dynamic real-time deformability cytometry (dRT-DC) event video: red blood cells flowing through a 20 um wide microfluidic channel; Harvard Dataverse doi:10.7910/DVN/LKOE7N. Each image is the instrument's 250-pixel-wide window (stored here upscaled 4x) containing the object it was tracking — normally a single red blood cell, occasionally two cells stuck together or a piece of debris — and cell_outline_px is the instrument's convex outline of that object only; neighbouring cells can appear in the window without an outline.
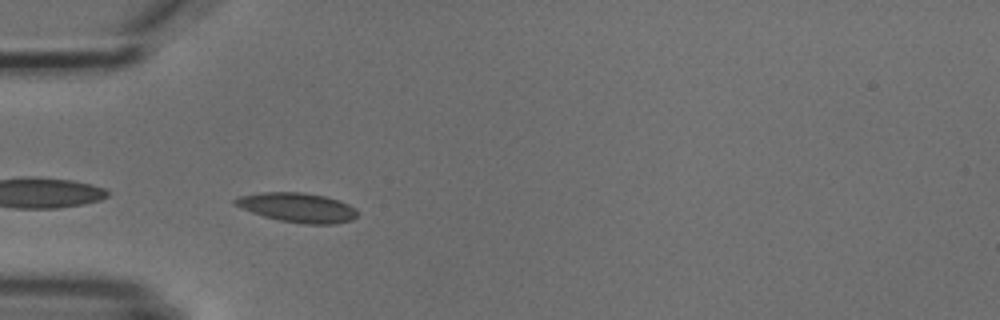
{"species": "common noctule bat (a hibernating species)", "species_latin": "Nyctalus noctula", "temperature_condition": "cold", "stored_images_in_passage": 5, "camera_frame_rate_fps": 3000, "um_per_image_px": 0.085, "animal": {"sex": "male", "body_mass_g": 18.8}, "frame": {"image": 1, "passage_image": 4, "time_ms": 3.667, "image_size_px": [1000, 320], "cell_outline_px": [[356, 216], [352, 220], [336, 224], [304, 224], [280, 220], [264, 216], [252, 212], [232, 204], [232, 200], [240, 196], [260, 192], [304, 192], [324, 196], [340, 200], [348, 204], [356, 212]], "centroid_in_image_um": [25.26, 17.63], "position_along_channel_um": 59.7, "area_um2": 20.92}}